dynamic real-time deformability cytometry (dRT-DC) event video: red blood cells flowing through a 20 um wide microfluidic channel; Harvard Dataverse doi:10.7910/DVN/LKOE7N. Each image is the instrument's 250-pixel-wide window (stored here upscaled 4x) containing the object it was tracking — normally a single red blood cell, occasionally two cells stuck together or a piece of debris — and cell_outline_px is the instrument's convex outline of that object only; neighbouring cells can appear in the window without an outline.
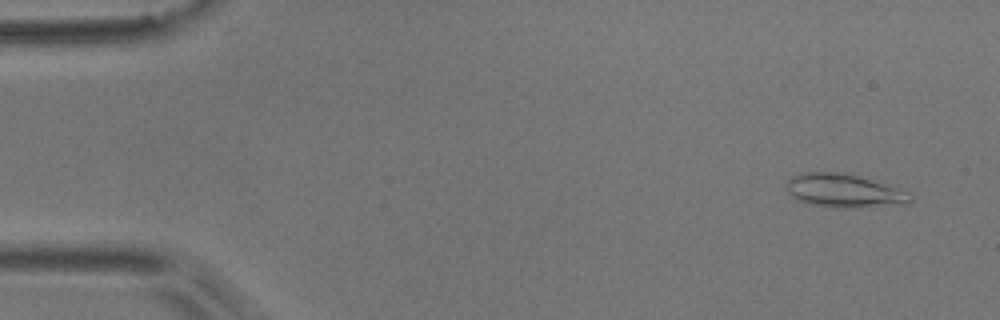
{"species": "common noctule bat (a hibernating species)", "species_latin": "Nyctalus noctula", "temperature_condition": "room temperature", "stored_images_in_passage": 52, "camera_frame_rate_fps": 3000, "um_per_image_px": 0.085, "animal": {"sex": "male", "body_mass_g": 17.9}, "frame": {"image": 1, "passage_image": 3, "time_ms": 0.667, "image_size_px": [1000, 320], "cell_outline_px": [[912, 200], [908, 204], [852, 208], [840, 208], [808, 204], [796, 200], [788, 192], [788, 180], [792, 176], [804, 172], [844, 172], [908, 188], [912, 192]], "centroid_in_image_um": [71.88, 16.21], "position_along_channel_um": 13.1, "area_um2": 25.03}}
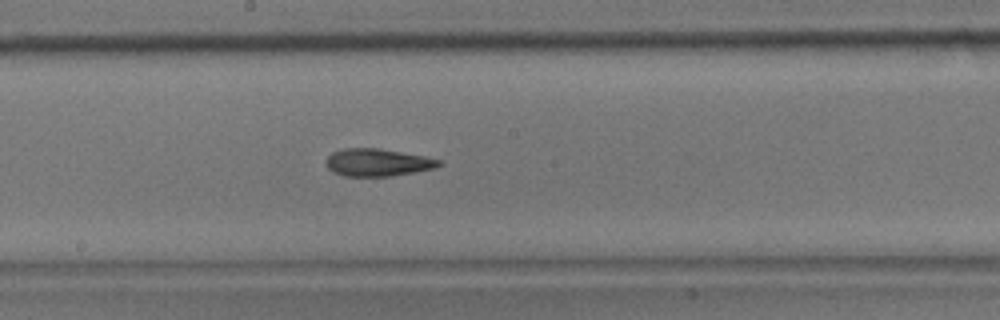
{"frame": {"image": 2, "passage_image": 28, "time_ms": 9.0, "image_size_px": [1000, 320], "cell_outline_px": [[444, 164], [436, 168], [392, 176], [344, 176], [332, 172], [328, 168], [328, 156], [332, 152], [344, 148], [380, 148], [424, 156], [440, 160]], "centroid_in_image_um": [32.13, 13.81], "position_along_channel_um": 216.1, "area_um2": 18.09}}
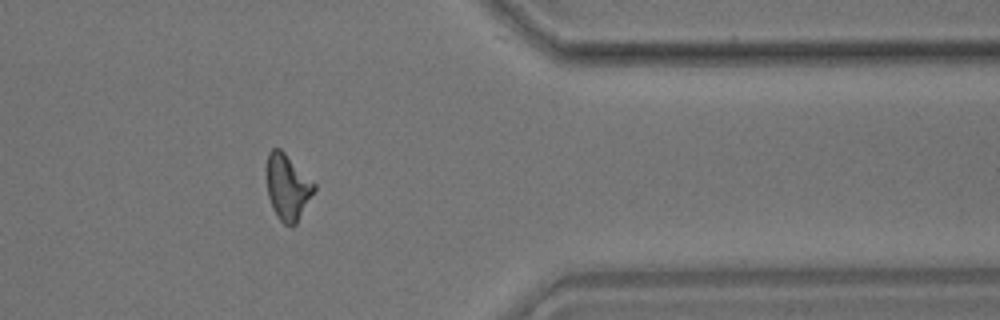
{"frame": {"image": 3, "passage_image": 43, "time_ms": 14.0, "image_size_px": [1000, 320], "cell_outline_px": [[316, 188], [296, 224], [292, 228], [284, 224], [276, 216], [272, 208], [268, 196], [264, 172], [268, 152], [272, 148], [280, 148], [316, 184]], "centroid_in_image_um": [24.4, 15.9], "position_along_channel_um": 387.0, "area_um2": 18.61}, "authors_computed_cell_mechanics": {"area_um2": 18.496, "velocity_mm_per_s": 3.7493, "shape_relaxation_time_tau1_ms": 9.7328, "shape_relaxation_time_tau2_ms": 3.2726, "deformation_change_tau1": 0.2364, "deformation_change_tau2": 0.1129}}